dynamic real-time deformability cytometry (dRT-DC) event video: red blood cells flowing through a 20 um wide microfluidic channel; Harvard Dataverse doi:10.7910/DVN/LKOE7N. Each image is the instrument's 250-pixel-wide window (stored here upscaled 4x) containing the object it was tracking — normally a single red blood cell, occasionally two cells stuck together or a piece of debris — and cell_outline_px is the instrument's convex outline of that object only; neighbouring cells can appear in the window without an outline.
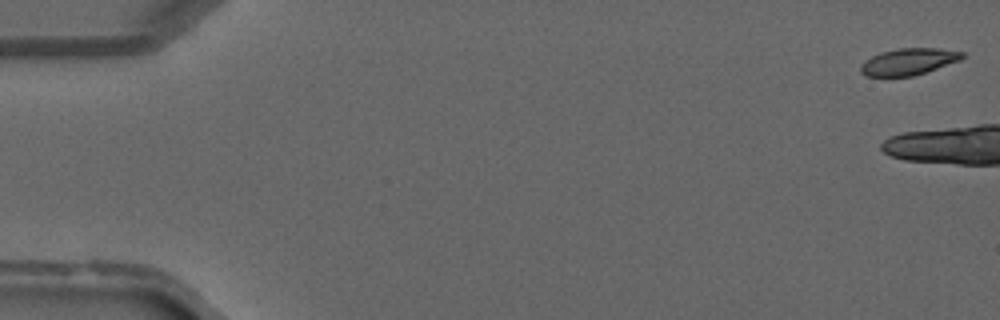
{"species": "common noctule bat (a hibernating species)", "species_latin": "Nyctalus noctula", "temperature_condition": "warm", "stored_images_in_passage": 4, "camera_frame_rate_fps": 3000, "um_per_image_px": 0.085, "animal": {"sex": "male", "forearm_length_mm": 52.5}, "frame": {"image": 1, "passage_image": 1, "time_ms": 0.0, "image_size_px": [1000, 320], "cell_outline_px": [[968, 56], [960, 60], [912, 76], [864, 76], [860, 72], [860, 64], [864, 60], [880, 52], [900, 48], [940, 48], [964, 52]], "centroid_in_image_um": [77.22, 5.23], "position_along_channel_um": 7.8, "area_um2": 15.84}}